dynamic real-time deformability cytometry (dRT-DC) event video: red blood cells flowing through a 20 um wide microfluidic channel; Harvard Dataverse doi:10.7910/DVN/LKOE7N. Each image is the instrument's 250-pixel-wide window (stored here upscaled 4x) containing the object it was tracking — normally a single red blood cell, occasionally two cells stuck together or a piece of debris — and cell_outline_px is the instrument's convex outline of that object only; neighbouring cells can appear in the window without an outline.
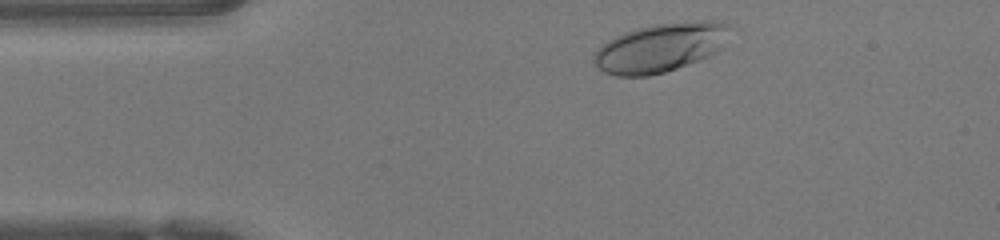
{"species": "human", "species_latin": "Homo sapiens", "temperature_condition": "warm", "stored_images_in_passage": 34, "camera_frame_rate_fps": 3000, "um_per_image_px": 0.085, "donor": {"sex": "female"}, "frame": {"image": 1, "passage_image": 2, "time_ms": 0.333, "image_size_px": [1000, 240], "cell_outline_px": [[732, 28], [724, 48], [708, 56], [688, 64], [664, 72], [648, 76], [616, 76], [604, 72], [596, 68], [592, 60], [592, 56], [600, 44], [624, 32], [636, 28], [652, 24], [700, 20], [712, 20], [732, 24]], "centroid_in_image_um": [56.15, 4.03], "position_along_channel_um": 28.8, "area_um2": 39.48}}
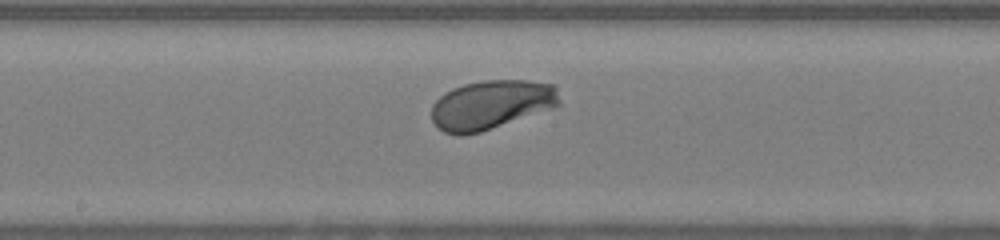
{"frame": {"image": 2, "passage_image": 18, "time_ms": 5.667, "image_size_px": [1000, 240], "cell_outline_px": [[560, 104], [552, 108], [480, 132], [464, 136], [456, 136], [444, 132], [436, 128], [432, 120], [432, 104], [444, 92], [452, 88], [464, 84], [484, 80], [528, 80], [556, 84], [560, 100]], "centroid_in_image_um": [41.73, 8.9], "position_along_channel_um": 206.5, "area_um2": 36.93}}
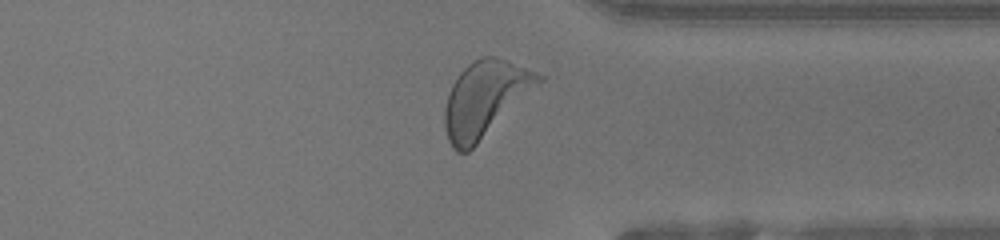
{"frame": {"image": 3, "passage_image": 30, "time_ms": 9.667, "image_size_px": [1000, 240], "cell_outline_px": [[544, 80], [468, 152], [456, 152], [452, 148], [448, 140], [444, 124], [444, 108], [448, 92], [452, 84], [460, 72], [468, 64], [484, 56], [496, 56], [508, 60], [536, 72], [544, 76]], "centroid_in_image_um": [41.2, 8.39], "position_along_channel_um": 370.2, "area_um2": 40.86}, "authors_computed_cell_mechanics": {"area_um2": 36.6163, "velocity_mm_per_s": 4.1945, "shape_relaxation_time_tau1_ms": 1.5606, "shape_relaxation_time_tau2_ms": null, "deformation_change_tau1": 0.146, "deformation_change_tau2": null}}